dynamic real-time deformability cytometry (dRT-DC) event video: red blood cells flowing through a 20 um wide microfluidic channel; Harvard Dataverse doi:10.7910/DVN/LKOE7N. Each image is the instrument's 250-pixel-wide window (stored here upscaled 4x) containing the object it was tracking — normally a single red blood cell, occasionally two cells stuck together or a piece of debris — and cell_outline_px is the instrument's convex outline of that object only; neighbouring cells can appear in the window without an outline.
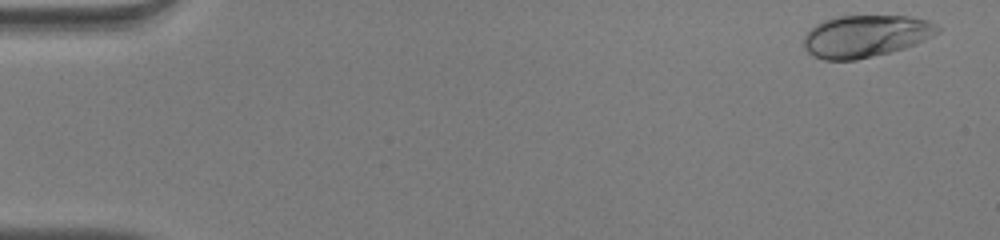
{"species": "human", "species_latin": "Homo sapiens", "temperature_condition": "warm", "stored_images_in_passage": 50, "camera_frame_rate_fps": 3000, "um_per_image_px": 0.085, "donor": {"sex": "male"}, "frame": {"image": 1, "passage_image": 2, "time_ms": 0.333, "image_size_px": [1000, 240], "cell_outline_px": [[940, 32], [916, 44], [904, 48], [856, 60], [824, 60], [812, 56], [804, 48], [804, 36], [816, 24], [824, 20], [840, 16], [908, 16], [928, 20], [936, 24], [940, 28]], "centroid_in_image_um": [73.58, 3.07], "position_along_channel_um": 11.4, "area_um2": 32.77}}
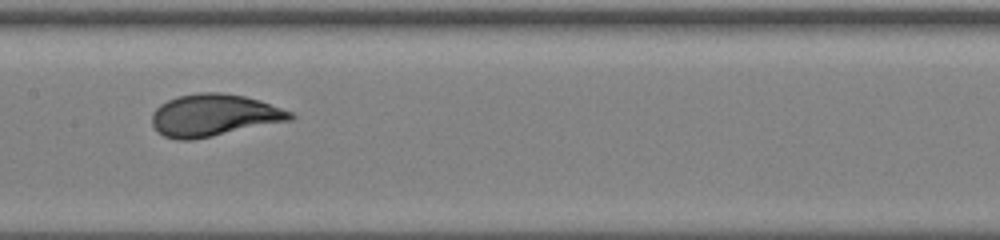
{"frame": {"image": 2, "passage_image": 26, "time_ms": 8.333, "image_size_px": [1000, 240], "cell_outline_px": [[296, 116], [292, 120], [192, 140], [176, 140], [164, 136], [152, 124], [152, 112], [160, 104], [176, 96], [200, 92], [224, 92], [244, 96], [260, 100], [292, 112]], "centroid_in_image_um": [18.19, 9.79], "position_along_channel_um": 189.2, "area_um2": 33.99}}
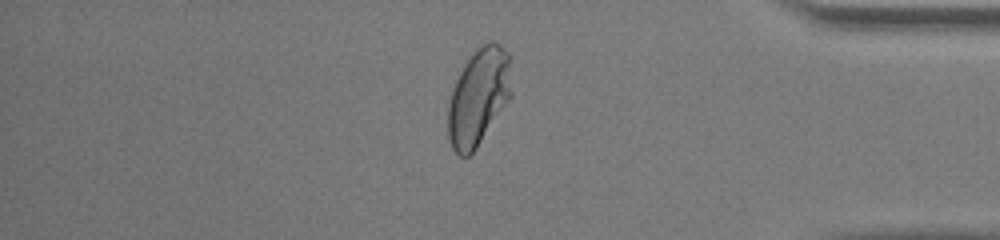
{"frame": {"image": 3, "passage_image": 43, "time_ms": 14.0, "image_size_px": [1000, 240], "cell_outline_px": [[512, 96], [476, 148], [468, 156], [460, 156], [452, 148], [448, 136], [448, 104], [452, 88], [468, 56], [476, 48], [488, 40], [492, 40], [500, 44], [508, 52], [512, 92]], "centroid_in_image_um": [40.68, 8.2], "position_along_channel_um": 394.5, "area_um2": 36.07}, "authors_computed_cell_mechanics": {"area_um2": 33.3795, "velocity_mm_per_s": 4.0729, "shape_relaxation_time_tau1_ms": 3.509, "shape_relaxation_time_tau2_ms": null, "deformation_change_tau1": 0.1805, "deformation_change_tau2": null}}